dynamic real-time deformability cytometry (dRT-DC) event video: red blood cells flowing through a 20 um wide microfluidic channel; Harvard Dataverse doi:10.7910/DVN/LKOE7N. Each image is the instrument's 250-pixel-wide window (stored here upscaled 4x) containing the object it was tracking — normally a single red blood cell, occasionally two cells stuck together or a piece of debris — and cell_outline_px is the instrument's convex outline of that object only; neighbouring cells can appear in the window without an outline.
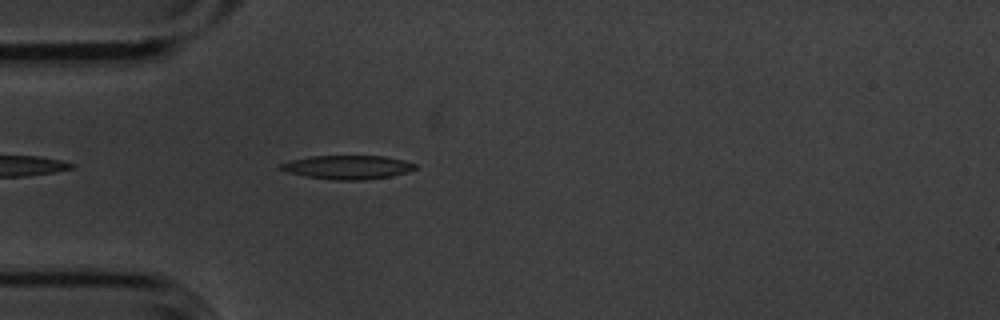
{"species": "common noctule bat (a hibernating species)", "species_latin": "Nyctalus noctula", "temperature_condition": "cold", "stored_images_in_passage": 4, "camera_frame_rate_fps": 3000, "um_per_image_px": 0.085, "animal": {"sex": "male", "body_mass_g": 20.1, "forearm_length_mm": 53.5}, "frame": {"image": 1, "passage_image": 4, "time_ms": 1.0, "image_size_px": [1000, 320], "cell_outline_px": [[416, 168], [408, 172], [392, 176], [364, 180], [336, 180], [304, 176], [288, 172], [280, 168], [280, 164], [292, 160], [312, 156], [384, 156], [404, 160], [416, 164]], "centroid_in_image_um": [29.59, 14.22], "position_along_channel_um": 55.4, "area_um2": 18.55}}